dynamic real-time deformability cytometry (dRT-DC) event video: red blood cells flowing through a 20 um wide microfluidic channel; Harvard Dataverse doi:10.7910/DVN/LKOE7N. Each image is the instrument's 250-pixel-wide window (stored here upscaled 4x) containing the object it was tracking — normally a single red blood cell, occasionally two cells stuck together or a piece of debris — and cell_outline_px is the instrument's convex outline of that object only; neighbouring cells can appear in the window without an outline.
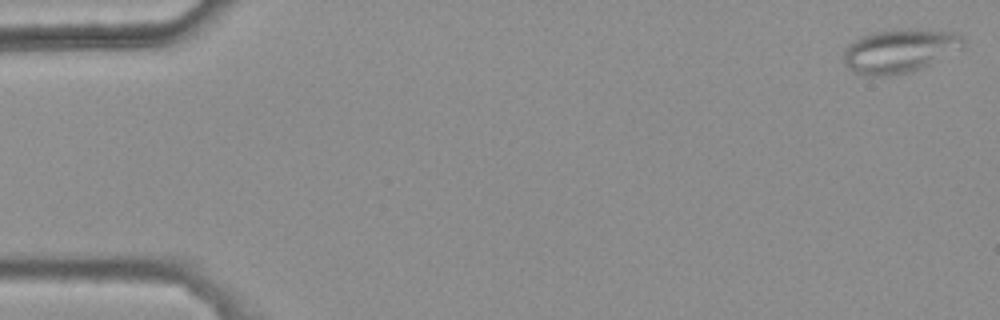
{"species": "common noctule bat (a hibernating species)", "species_latin": "Nyctalus noctula", "temperature_condition": "warm", "stored_images_in_passage": 48, "camera_frame_rate_fps": 3000, "um_per_image_px": 0.085, "animal": {"sex": "female", "body_mass_g": 25.1}, "frame": {"image": 1, "passage_image": 1, "time_ms": 0.0, "image_size_px": [1000, 320], "cell_outline_px": [[964, 48], [912, 72], [888, 76], [864, 76], [852, 72], [844, 64], [844, 48], [848, 44], [860, 36], [872, 32], [896, 28], [920, 28], [956, 32], [964, 36]], "centroid_in_image_um": [76.47, 4.3], "position_along_channel_um": 8.5, "area_um2": 31.33}}
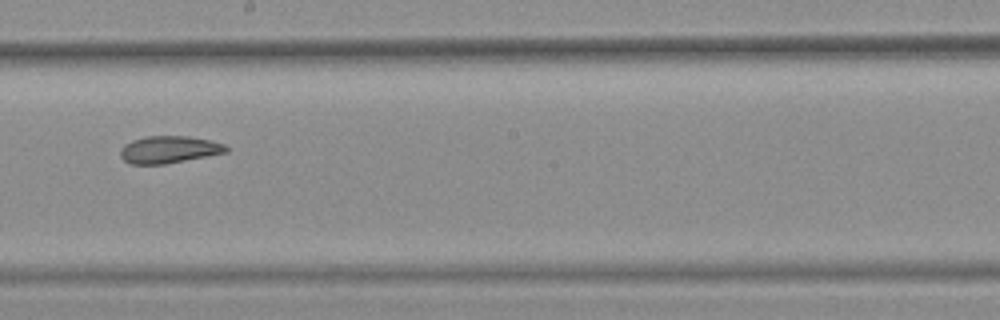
{"frame": {"image": 2, "passage_image": 30, "time_ms": 9.667, "image_size_px": [1000, 320], "cell_outline_px": [[228, 152], [164, 164], [132, 164], [124, 160], [120, 156], [120, 148], [124, 144], [132, 140], [144, 136], [188, 136], [208, 140], [224, 144], [228, 148]], "centroid_in_image_um": [14.33, 12.71], "position_along_channel_um": 233.9, "area_um2": 16.7}}
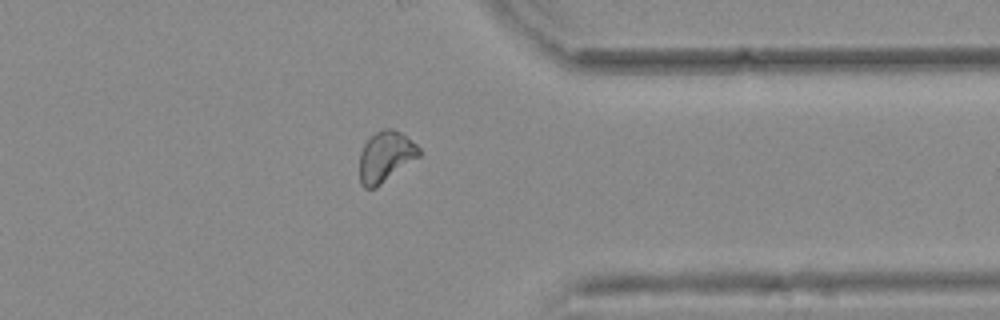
{"frame": {"image": 3, "passage_image": 42, "time_ms": 13.667, "image_size_px": [1000, 320], "cell_outline_px": [[420, 156], [376, 188], [364, 188], [360, 184], [360, 152], [364, 144], [376, 132], [384, 128], [392, 128], [400, 132], [416, 144], [420, 148]], "centroid_in_image_um": [32.77, 13.33], "position_along_channel_um": 378.6, "area_um2": 17.51}, "authors_computed_cell_mechanics": {"area_um2": 17.8891, "velocity_mm_per_s": 3.7911, "shape_relaxation_time_tau1_ms": null, "shape_relaxation_time_tau2_ms": 3.4113, "deformation_change_tau1": null, "deformation_change_tau2": 0.0787}}